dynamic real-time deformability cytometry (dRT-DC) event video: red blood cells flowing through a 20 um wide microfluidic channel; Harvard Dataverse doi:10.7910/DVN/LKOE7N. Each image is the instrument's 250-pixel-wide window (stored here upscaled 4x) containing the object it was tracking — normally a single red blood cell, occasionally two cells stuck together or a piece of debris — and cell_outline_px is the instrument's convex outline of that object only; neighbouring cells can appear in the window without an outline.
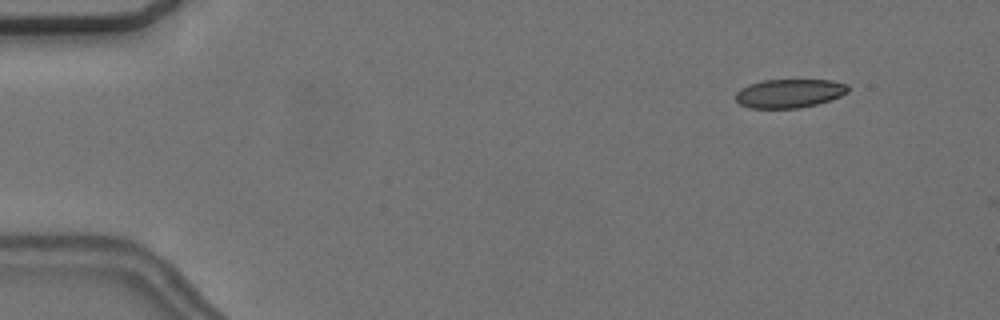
{"species": "common noctule bat (a hibernating species)", "species_latin": "Nyctalus noctula", "temperature_condition": "cold", "stored_images_in_passage": 6, "camera_frame_rate_fps": 3000, "um_per_image_px": 0.085, "animal": {"sex": "female", "body_mass_g": 24.6, "forearm_length_mm": 56.2}, "frame": {"image": 1, "passage_image": 2, "time_ms": 1.0, "image_size_px": [1000, 320], "cell_outline_px": [[848, 92], [840, 96], [816, 104], [800, 108], [748, 108], [740, 104], [736, 100], [736, 92], [740, 88], [748, 84], [764, 80], [832, 80], [848, 84]], "centroid_in_image_um": [67.07, 7.93], "position_along_channel_um": 17.9, "area_um2": 18.84}}